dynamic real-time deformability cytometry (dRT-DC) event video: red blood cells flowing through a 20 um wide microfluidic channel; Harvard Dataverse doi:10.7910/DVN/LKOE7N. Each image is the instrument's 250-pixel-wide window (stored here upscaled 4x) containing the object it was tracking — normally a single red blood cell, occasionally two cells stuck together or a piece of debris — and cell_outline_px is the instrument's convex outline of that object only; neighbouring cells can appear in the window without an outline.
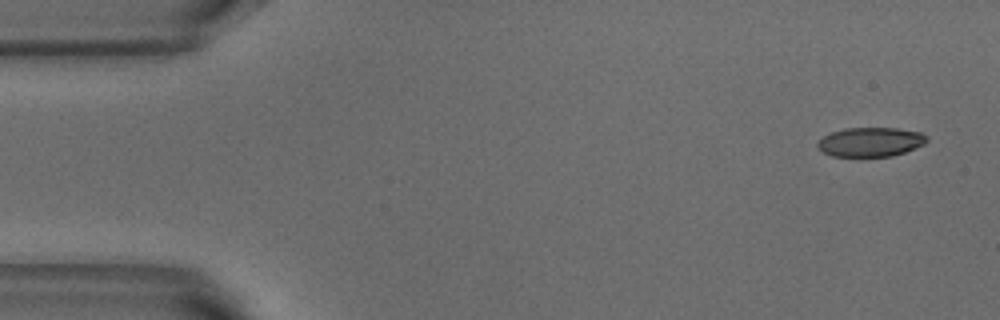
{"species": "common noctule bat (a hibernating species)", "species_latin": "Nyctalus noctula", "temperature_condition": "warm", "stored_images_in_passage": 3, "segment_of_instrument_passage": [2, 2], "camera_frame_rate_fps": 3000, "um_per_image_px": 0.085, "animal": {"sex": "male", "body_mass_g": 18.8}, "frame": {"image": 1, "passage_image": 3, "time_ms": 0.667, "image_size_px": [1000, 320], "cell_outline_px": [[928, 140], [924, 144], [904, 152], [892, 156], [832, 156], [824, 152], [816, 144], [824, 136], [832, 132], [844, 128], [896, 128], [920, 132], [928, 136]], "centroid_in_image_um": [74.02, 12.06], "position_along_channel_um": 11.0, "area_um2": 18.44}}